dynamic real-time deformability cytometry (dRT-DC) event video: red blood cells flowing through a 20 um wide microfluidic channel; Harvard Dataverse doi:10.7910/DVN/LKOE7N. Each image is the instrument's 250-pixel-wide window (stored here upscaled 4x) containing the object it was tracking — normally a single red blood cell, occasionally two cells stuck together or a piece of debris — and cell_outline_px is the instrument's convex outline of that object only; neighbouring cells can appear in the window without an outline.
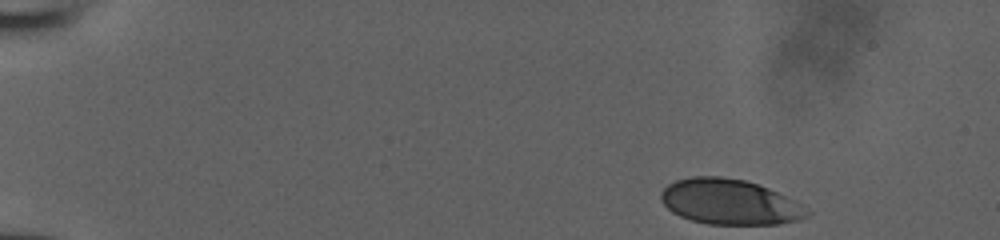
{"species": "human", "species_latin": "Homo sapiens", "temperature_condition": "room temperature", "stored_images_in_passage": 40, "camera_frame_rate_fps": 3000, "um_per_image_px": 0.085, "donor": {"sex": "male"}, "frame": {"image": 1, "passage_image": 1, "time_ms": 0.0, "image_size_px": [1000, 240], "cell_outline_px": [[812, 212], [808, 216], [800, 220], [780, 224], [708, 224], [692, 220], [680, 216], [672, 212], [660, 200], [660, 192], [668, 184], [676, 180], [692, 176], [720, 176], [744, 180], [768, 188], [808, 208]], "centroid_in_image_um": [62.01, 17.17], "position_along_channel_um": 23.0, "area_um2": 38.55}}
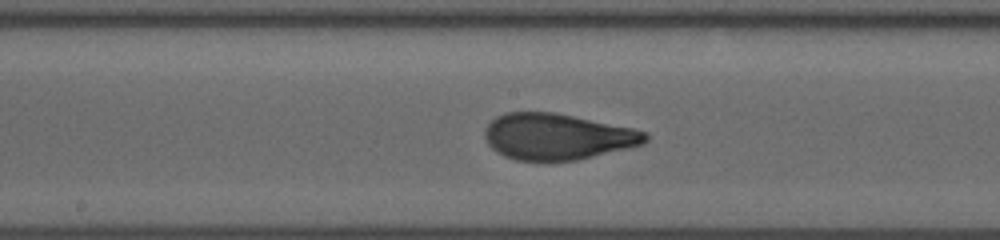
{"frame": {"image": 2, "passage_image": 23, "time_ms": 7.333, "image_size_px": [1000, 240], "cell_outline_px": [[648, 140], [644, 144], [628, 148], [576, 160], [516, 160], [504, 156], [496, 152], [488, 144], [484, 136], [484, 128], [496, 116], [504, 112], [556, 112], [632, 128], [648, 132]], "centroid_in_image_um": [47.36, 11.6], "position_along_channel_um": 200.8, "area_um2": 43.23}}
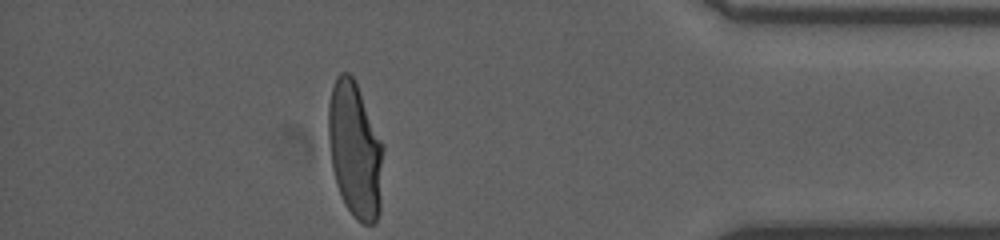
{"frame": {"image": 3, "passage_image": 40, "time_ms": 13.0, "image_size_px": [1000, 240], "cell_outline_px": [[384, 148], [380, 212], [376, 224], [364, 224], [356, 220], [344, 204], [336, 184], [332, 168], [328, 140], [328, 104], [332, 88], [336, 76], [340, 72], [348, 72], [356, 80], [384, 144]], "centroid_in_image_um": [30.19, 12.75], "position_along_channel_um": 405.0, "area_um2": 44.39}}